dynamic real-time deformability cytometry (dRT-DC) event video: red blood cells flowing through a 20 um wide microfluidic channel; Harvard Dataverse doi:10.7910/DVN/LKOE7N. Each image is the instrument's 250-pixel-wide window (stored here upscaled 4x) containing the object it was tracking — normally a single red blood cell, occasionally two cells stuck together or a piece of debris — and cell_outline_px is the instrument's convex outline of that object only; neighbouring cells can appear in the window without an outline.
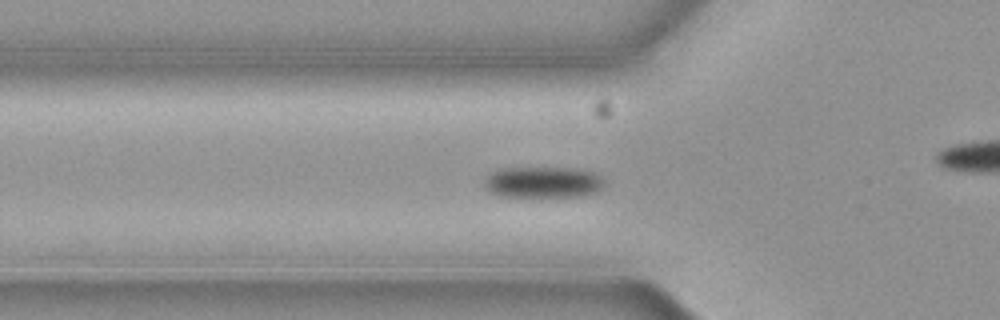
{"species": "common noctule bat (a hibernating species)", "species_latin": "Nyctalus noctula", "temperature_condition": "cold", "stored_images_in_passage": 57, "camera_frame_rate_fps": 3000, "um_per_image_px": 0.085, "animal": {"sex": "female", "body_mass_g": 19.3, "forearm_length_mm": 54.1}, "frame": {"image": 1, "passage_image": 19, "time_ms": 6.0, "image_size_px": [1000, 320], "cell_outline_px": [[604, 184], [596, 192], [580, 196], [500, 196], [488, 192], [484, 188], [484, 176], [492, 172], [504, 168], [580, 168], [592, 172], [600, 176], [604, 180]], "centroid_in_image_um": [46.11, 15.48], "position_along_channel_um": 79.7, "area_um2": 21.91}}
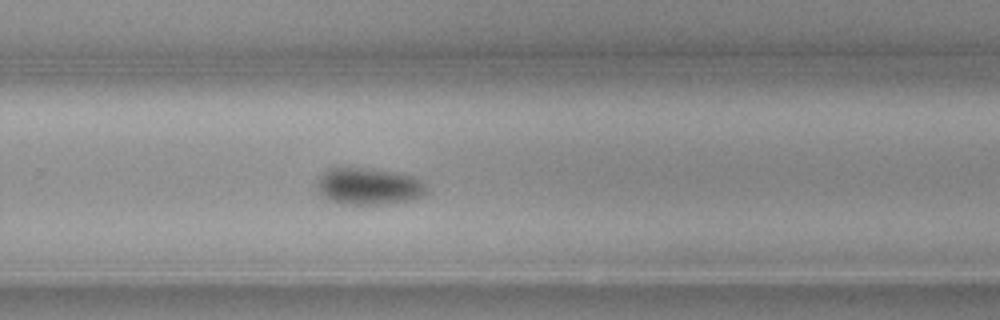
{"frame": {"image": 2, "passage_image": 37, "time_ms": 12.0, "image_size_px": [1000, 320], "cell_outline_px": [[428, 192], [412, 200], [388, 204], [340, 204], [328, 200], [320, 196], [316, 188], [316, 180], [332, 164], [368, 168], [400, 172], [412, 176], [420, 180], [424, 184]], "centroid_in_image_um": [31.25, 15.8], "position_along_channel_um": 298.6, "area_um2": 24.51}}
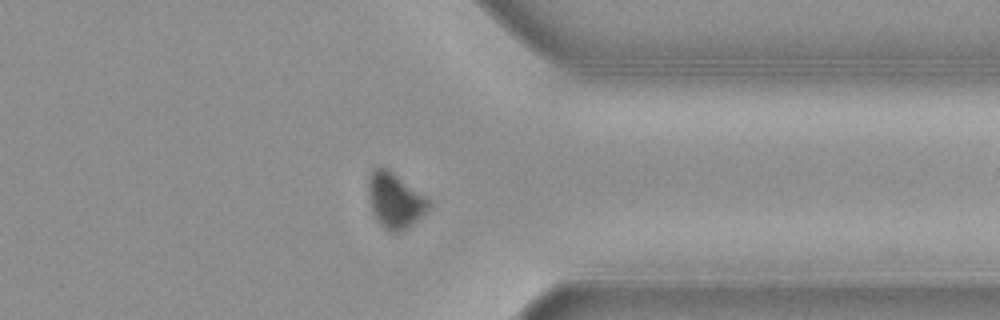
{"frame": {"image": 3, "passage_image": 44, "time_ms": 14.333, "image_size_px": [1000, 320], "cell_outline_px": [[432, 204], [404, 232], [392, 232], [384, 228], [376, 220], [372, 212], [368, 188], [368, 176], [372, 168], [384, 168], [392, 172], [424, 196]], "centroid_in_image_um": [33.53, 17.06], "position_along_channel_um": 377.9, "area_um2": 19.02}, "authors_computed_cell_mechanics": {"area_um2": 21.1548, "velocity_mm_per_s": 3.6546, "shape_relaxation_time_tau1_ms": 4.1949, "shape_relaxation_time_tau2_ms": null, "deformation_change_tau1": 0.1308, "deformation_change_tau2": null}}